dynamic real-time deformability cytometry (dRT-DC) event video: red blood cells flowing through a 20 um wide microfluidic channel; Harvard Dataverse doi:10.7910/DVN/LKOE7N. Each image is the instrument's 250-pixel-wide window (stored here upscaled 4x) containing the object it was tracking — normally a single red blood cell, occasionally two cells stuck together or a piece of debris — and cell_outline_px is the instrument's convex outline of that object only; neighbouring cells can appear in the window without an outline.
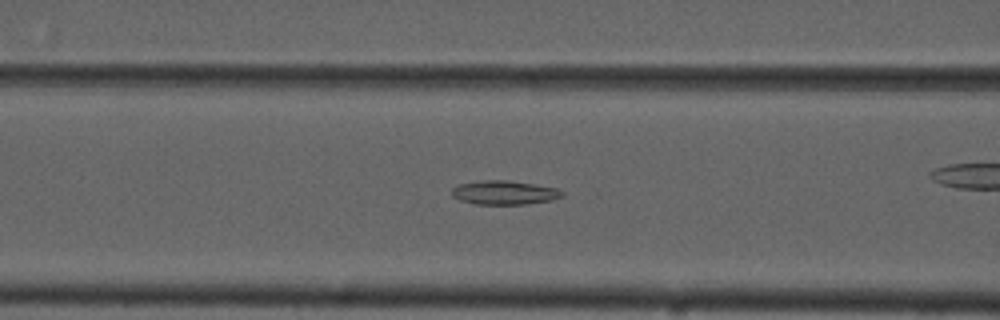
{"species": "common noctule bat (a hibernating species)", "species_latin": "Nyctalus noctula", "temperature_condition": "cold", "stored_images_in_passage": 54, "camera_frame_rate_fps": 3000, "um_per_image_px": 0.085, "animal": {"sex": "male", "forearm_length_mm": 52.5}, "frame": {"image": 1, "passage_image": 21, "time_ms": 6.667, "image_size_px": [1000, 320], "cell_outline_px": [[564, 196], [552, 200], [524, 204], [476, 204], [460, 200], [452, 196], [452, 188], [460, 184], [484, 180], [504, 180], [532, 184], [556, 188], [564, 192]], "centroid_in_image_um": [42.87, 16.38], "position_along_channel_um": 123.7, "area_um2": 15.2}}
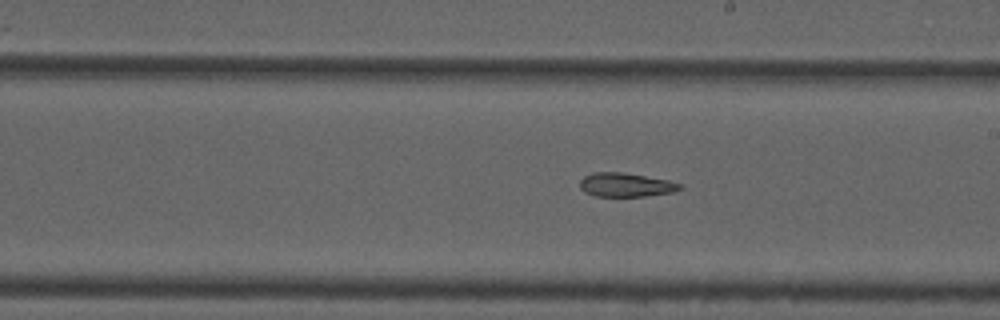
{"frame": {"image": 2, "passage_image": 30, "time_ms": 9.667, "image_size_px": [1000, 320], "cell_outline_px": [[684, 188], [676, 192], [644, 196], [596, 196], [584, 192], [580, 188], [580, 180], [584, 176], [592, 172], [624, 172], [668, 180], [680, 184]], "centroid_in_image_um": [53.2, 15.71], "position_along_channel_um": 235.8, "area_um2": 14.05}}
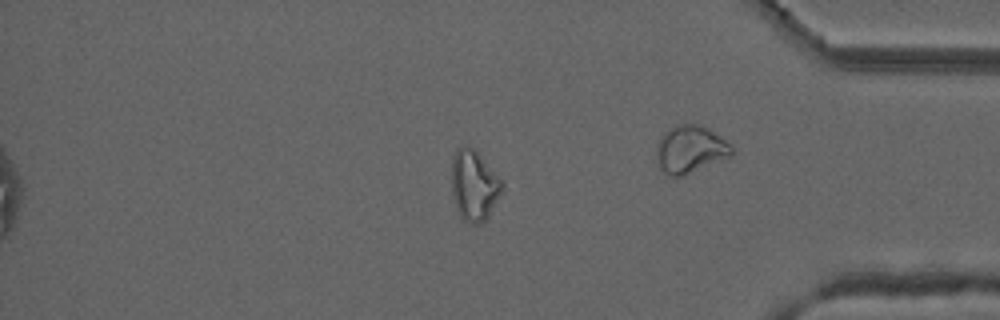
{"frame": {"image": 3, "passage_image": 45, "time_ms": 14.667, "image_size_px": [1000, 320], "cell_outline_px": [[504, 184], [488, 216], [480, 224], [472, 224], [464, 220], [460, 216], [456, 208], [452, 192], [452, 160], [456, 152], [460, 148], [476, 148]], "centroid_in_image_um": [40.28, 15.77], "position_along_channel_um": 394.9, "area_um2": 20.29}, "authors_computed_cell_mechanics": {"area_um2": 17.6579, "velocity_mm_per_s": 3.7384, "shape_relaxation_time_tau1_ms": null, "shape_relaxation_time_tau2_ms": 11.2214, "deformation_change_tau1": null, "deformation_change_tau2": 0.2005}}